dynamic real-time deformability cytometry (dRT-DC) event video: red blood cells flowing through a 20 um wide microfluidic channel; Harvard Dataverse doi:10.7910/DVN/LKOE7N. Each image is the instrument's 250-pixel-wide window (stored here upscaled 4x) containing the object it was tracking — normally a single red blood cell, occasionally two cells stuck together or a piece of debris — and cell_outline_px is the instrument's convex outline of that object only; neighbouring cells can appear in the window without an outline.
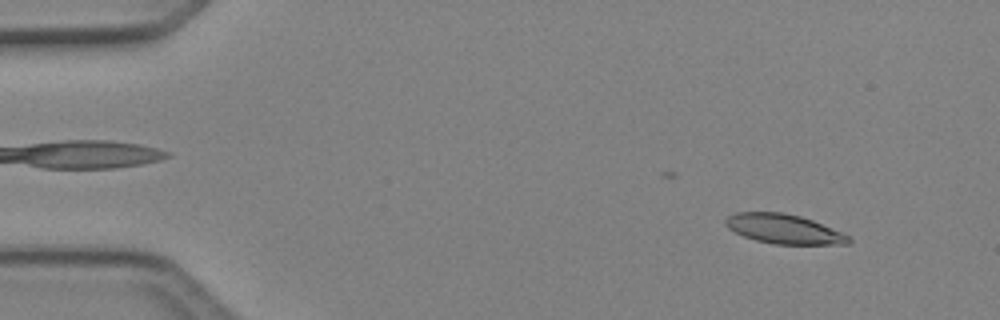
{"species": "Egyptian fruit bat (a non-hibernating species)", "species_latin": "Rousettus aegyptiacus", "temperature_condition": "cold", "stored_images_in_passage": 16, "camera_frame_rate_fps": 3000, "um_per_image_px": 0.085, "animal": {"sex": "female"}, "frame": {"image": 1, "passage_image": 5, "time_ms": 1.333, "image_size_px": [1000, 320], "cell_outline_px": [[852, 240], [848, 244], [772, 244], [756, 240], [744, 236], [728, 228], [724, 224], [724, 220], [728, 216], [736, 212], [784, 212], [800, 216], [812, 220], [844, 232]], "centroid_in_image_um": [66.64, 19.46], "position_along_channel_um": 18.4, "area_um2": 21.21}}
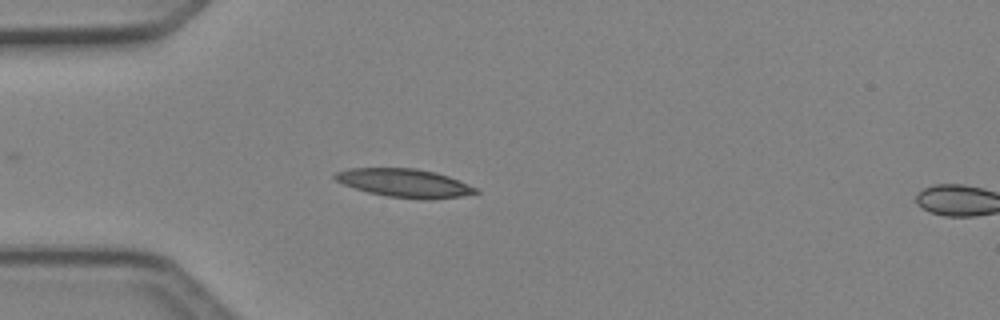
{"frame": {"image": 2, "passage_image": 14, "time_ms": 4.333, "image_size_px": [1000, 320], "cell_outline_px": [[480, 192], [460, 196], [428, 200], [420, 200], [388, 196], [368, 192], [344, 184], [336, 180], [332, 176], [336, 172], [348, 168], [416, 168], [436, 172], [448, 176], [476, 188]], "centroid_in_image_um": [34.37, 15.55], "position_along_channel_um": 50.6, "area_um2": 23.18}}